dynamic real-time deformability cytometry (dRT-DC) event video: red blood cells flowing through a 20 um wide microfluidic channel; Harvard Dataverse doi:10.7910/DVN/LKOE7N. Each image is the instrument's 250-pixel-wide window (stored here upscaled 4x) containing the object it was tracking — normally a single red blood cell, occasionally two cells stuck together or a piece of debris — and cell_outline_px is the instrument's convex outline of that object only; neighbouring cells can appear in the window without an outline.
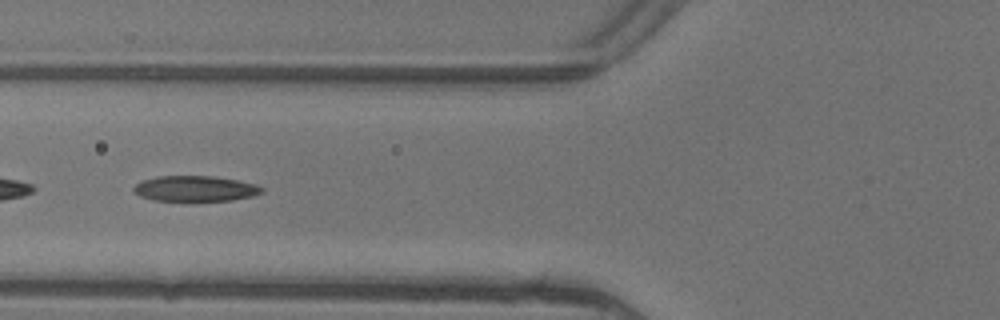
{"species": "common noctule bat (a hibernating species)", "species_latin": "Nyctalus noctula", "temperature_condition": "warm", "stored_images_in_passage": 6, "segment_of_instrument_passage": [2, 2], "camera_frame_rate_fps": 3000, "um_per_image_px": 0.085, "animal": {"sex": "female"}, "frame": {"image": 1, "passage_image": 5, "time_ms": 1.333, "image_size_px": [1000, 320], "cell_outline_px": [[264, 192], [252, 196], [232, 200], [152, 200], [140, 196], [132, 188], [140, 180], [156, 176], [212, 176], [236, 180], [256, 184], [264, 188]], "centroid_in_image_um": [16.58, 16.02], "position_along_channel_um": 109.2, "area_um2": 18.96}}
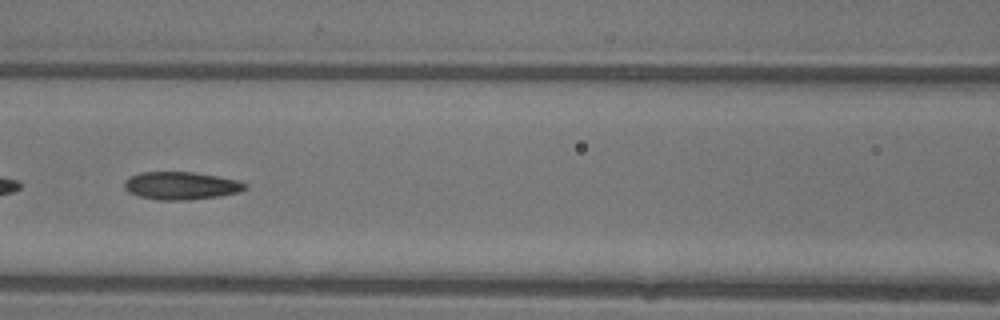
{"frame": {"image": 2, "passage_image": 6, "time_ms": 1.667, "image_size_px": [1000, 320], "cell_outline_px": [[248, 188], [240, 192], [220, 196], [188, 200], [160, 200], [140, 196], [128, 192], [124, 188], [124, 180], [140, 172], [192, 172], [240, 180], [248, 184]], "centroid_in_image_um": [15.43, 15.78], "position_along_channel_um": 151.2, "area_um2": 19.65}}